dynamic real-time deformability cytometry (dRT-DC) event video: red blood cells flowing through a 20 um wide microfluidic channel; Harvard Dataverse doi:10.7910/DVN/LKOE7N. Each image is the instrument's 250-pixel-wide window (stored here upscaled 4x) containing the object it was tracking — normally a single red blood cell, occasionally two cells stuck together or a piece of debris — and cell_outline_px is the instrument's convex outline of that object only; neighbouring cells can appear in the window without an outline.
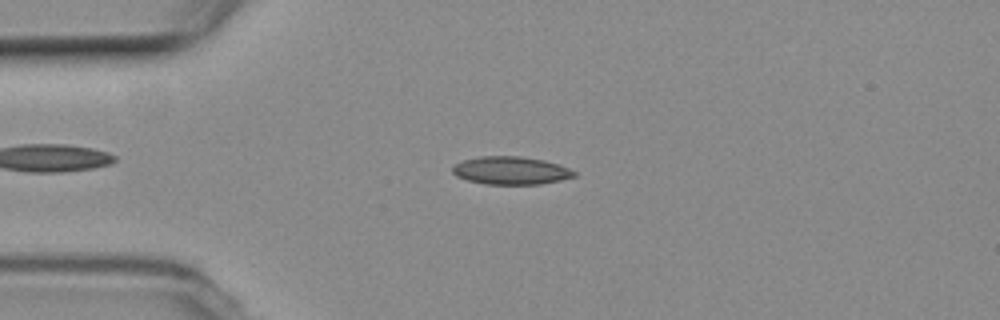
{"species": "common noctule bat (a hibernating species)", "species_latin": "Nyctalus noctula", "temperature_condition": "room temperature", "stored_images_in_passage": 6, "camera_frame_rate_fps": 3000, "um_per_image_px": 0.085, "animal": {"sex": "female", "body_mass_g": 19.3, "forearm_length_mm": 54.1}, "frame": {"image": 1, "passage_image": 3, "time_ms": 2.0, "image_size_px": [1000, 320], "cell_outline_px": [[576, 176], [560, 180], [540, 184], [484, 184], [468, 180], [456, 176], [452, 172], [452, 168], [456, 164], [464, 160], [480, 156], [520, 156], [544, 160], [568, 168], [576, 172]], "centroid_in_image_um": [43.41, 14.49], "position_along_channel_um": 41.6, "area_um2": 19.65}}
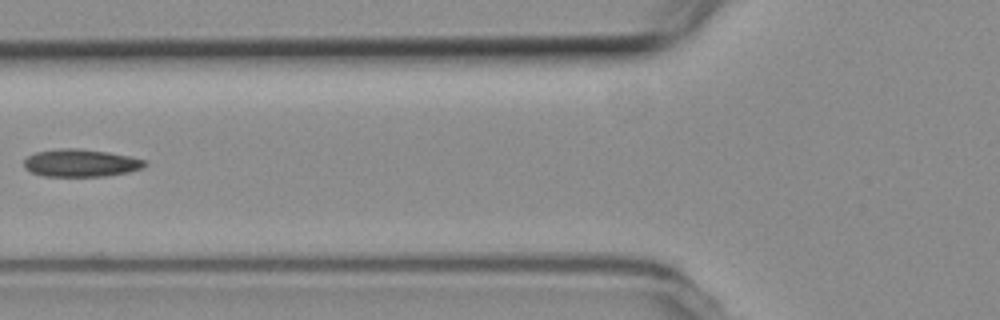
{"frame": {"image": 2, "passage_image": 5, "time_ms": 4.667, "image_size_px": [1000, 320], "cell_outline_px": [[148, 164], [144, 168], [128, 172], [104, 176], [44, 176], [32, 172], [24, 168], [24, 160], [28, 156], [36, 152], [60, 148], [80, 148], [108, 152], [148, 160]], "centroid_in_image_um": [6.9, 13.85], "position_along_channel_um": 118.9, "area_um2": 19.54}}
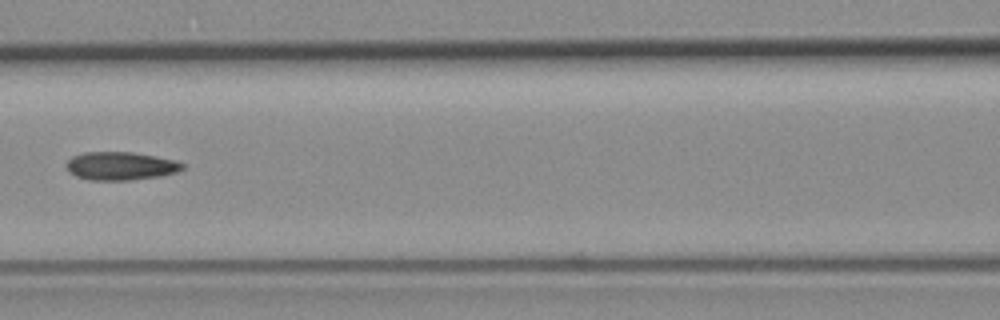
{"frame": {"image": 3, "passage_image": 6, "time_ms": 5.667, "image_size_px": [1000, 320], "cell_outline_px": [[184, 168], [176, 172], [160, 176], [128, 180], [88, 180], [76, 176], [68, 172], [64, 164], [72, 156], [84, 152], [132, 152], [176, 160], [184, 164]], "centroid_in_image_um": [10.21, 14.11], "position_along_channel_um": 156.4, "area_um2": 19.19}}